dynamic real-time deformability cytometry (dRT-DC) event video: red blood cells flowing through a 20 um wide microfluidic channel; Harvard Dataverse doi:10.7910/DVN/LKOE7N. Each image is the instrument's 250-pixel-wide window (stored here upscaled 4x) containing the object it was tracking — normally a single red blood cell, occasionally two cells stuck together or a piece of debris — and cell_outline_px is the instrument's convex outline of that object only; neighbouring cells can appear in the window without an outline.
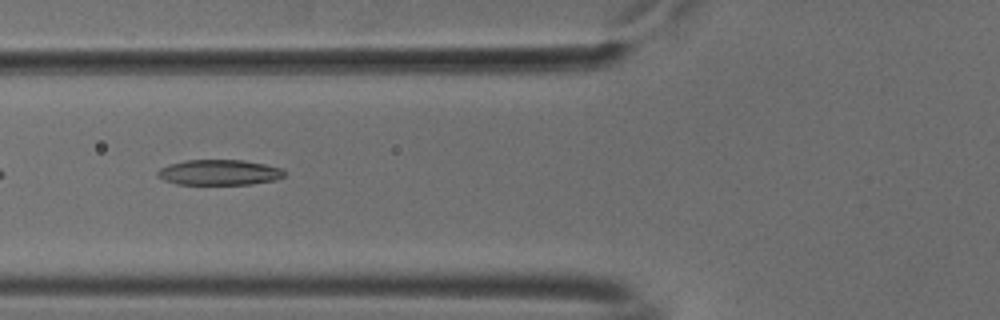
{"species": "common noctule bat (a hibernating species)", "species_latin": "Nyctalus noctula", "temperature_condition": "cold", "stored_images_in_passage": 38, "camera_frame_rate_fps": 3000, "um_per_image_px": 0.085, "animal": {"sex": "male", "body_mass_g": 18.8}, "frame": {"image": 1, "passage_image": 5, "time_ms": 1.333, "image_size_px": [1000, 320], "cell_outline_px": [[288, 172], [284, 176], [276, 180], [252, 184], [176, 184], [164, 180], [156, 176], [156, 172], [160, 168], [168, 164], [188, 160], [244, 160], [284, 168]], "centroid_in_image_um": [18.66, 14.65], "position_along_channel_um": 107.1, "area_um2": 19.02}}
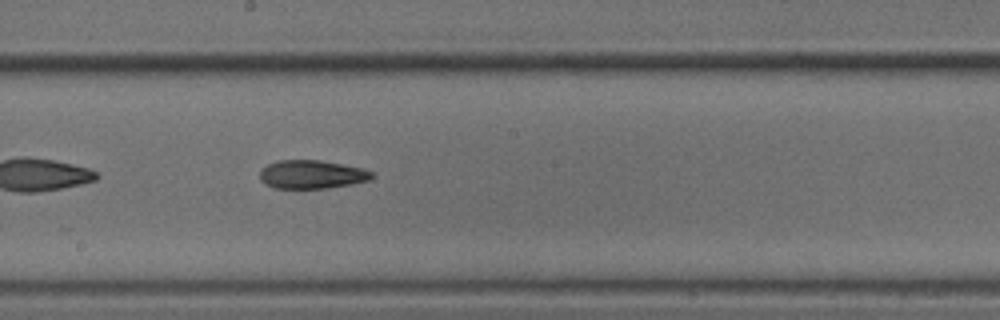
{"frame": {"image": 2, "passage_image": 14, "time_ms": 4.333, "image_size_px": [1000, 320], "cell_outline_px": [[372, 176], [368, 180], [352, 184], [328, 188], [272, 188], [264, 184], [260, 180], [260, 172], [268, 164], [280, 160], [320, 160], [360, 168], [372, 172]], "centroid_in_image_um": [26.45, 14.83], "position_along_channel_um": 221.7, "area_um2": 18.38}}
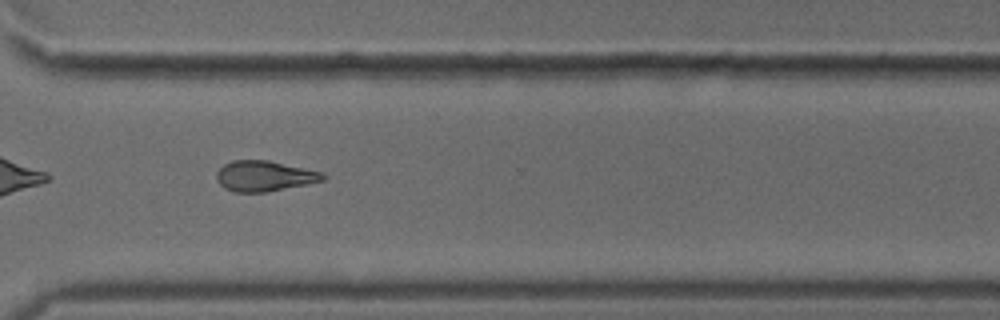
{"frame": {"image": 3, "passage_image": 24, "time_ms": 7.667, "image_size_px": [1000, 320], "cell_outline_px": [[328, 176], [324, 180], [308, 184], [268, 192], [236, 192], [224, 188], [216, 180], [216, 172], [224, 164], [232, 160], [268, 160], [324, 172]], "centroid_in_image_um": [22.49, 14.96], "position_along_channel_um": 348.1, "area_um2": 19.13}, "authors_computed_cell_mechanics": {"area_um2": 18.785, "velocity_mm_per_s": 3.806, "shape_relaxation_time_tau1_ms": 4.7109, "shape_relaxation_time_tau2_ms": 5.7675, "deformation_change_tau1": 0.1426, "deformation_change_tau2": 0.1531}}